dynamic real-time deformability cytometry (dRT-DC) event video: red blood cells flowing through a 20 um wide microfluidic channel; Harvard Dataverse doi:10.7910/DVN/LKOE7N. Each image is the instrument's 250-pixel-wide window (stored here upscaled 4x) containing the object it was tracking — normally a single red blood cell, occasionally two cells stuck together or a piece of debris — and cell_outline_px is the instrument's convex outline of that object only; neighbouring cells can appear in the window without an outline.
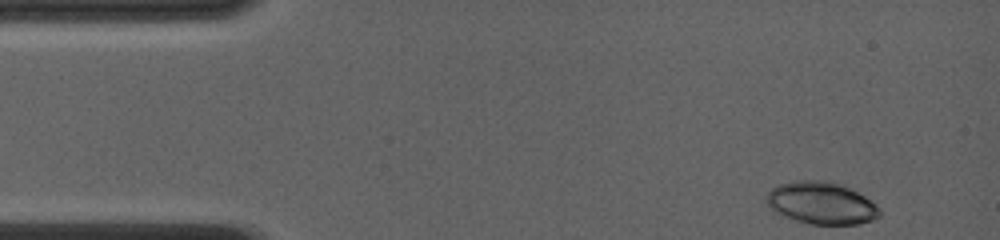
{"species": "common noctule bat (a hibernating species)", "species_latin": "Nyctalus noctula", "temperature_condition": "room temperature", "stored_images_in_passage": 12, "camera_frame_rate_fps": 4000, "um_per_image_px": 0.085, "animal": {"sex": "female", "body_mass_g": 19.0, "forearm_length_mm": 56.7}, "frame": {"image": 1, "passage_image": 1, "time_ms": 0.0, "image_size_px": [1000, 240], "cell_outline_px": [[880, 216], [872, 220], [860, 224], [808, 224], [784, 216], [776, 212], [764, 200], [764, 196], [776, 184], [796, 180], [832, 180], [864, 196], [876, 204], [880, 208]], "centroid_in_image_um": [69.79, 17.25], "position_along_channel_um": 15.2, "area_um2": 28.03}}
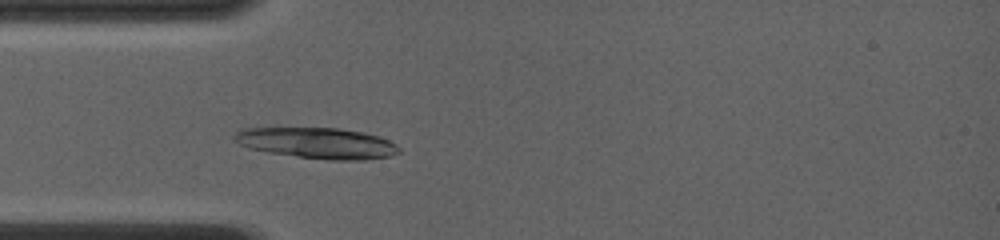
{"frame": {"image": 2, "passage_image": 12, "time_ms": 3.25, "image_size_px": [1000, 240], "cell_outline_px": [[400, 152], [392, 156], [364, 160], [328, 160], [268, 152], [248, 148], [232, 140], [232, 136], [240, 128], [336, 128], [364, 132], [388, 140], [396, 144], [400, 148]], "centroid_in_image_um": [26.95, 12.16], "position_along_channel_um": 58.0, "area_um2": 29.71}}